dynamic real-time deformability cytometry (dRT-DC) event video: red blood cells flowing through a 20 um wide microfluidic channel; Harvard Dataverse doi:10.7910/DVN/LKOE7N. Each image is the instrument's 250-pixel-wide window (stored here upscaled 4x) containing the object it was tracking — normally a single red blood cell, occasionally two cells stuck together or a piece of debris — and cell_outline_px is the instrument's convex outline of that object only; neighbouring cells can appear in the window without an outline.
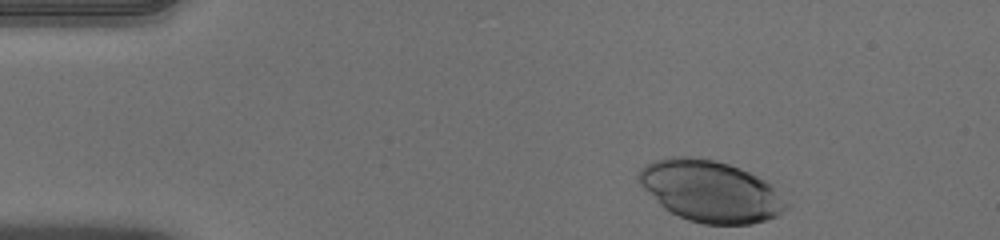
{"species": "human", "species_latin": "Homo sapiens", "temperature_condition": "warm", "stored_images_in_passage": 37, "camera_frame_rate_fps": 3000, "um_per_image_px": 0.085, "donor": {"sex": "male"}, "frame": {"image": 1, "passage_image": 1, "time_ms": 0.0, "image_size_px": [1000, 240], "cell_outline_px": [[792, 204], [776, 216], [768, 220], [752, 224], [704, 224], [688, 220], [664, 208], [640, 184], [640, 168], [656, 160], [672, 156], [688, 156], [716, 160], [740, 168], [772, 184]], "centroid_in_image_um": [60.46, 16.26], "position_along_channel_um": 24.5, "area_um2": 52.6}}
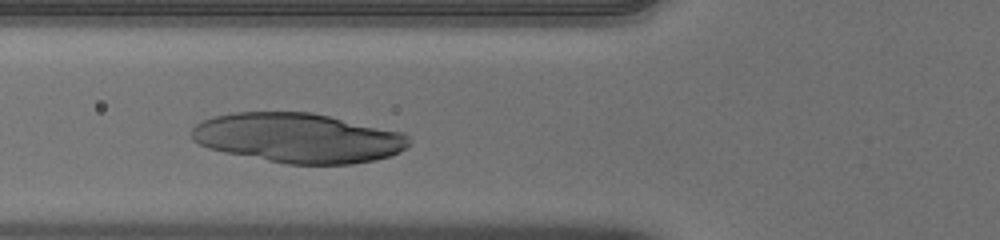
{"frame": {"image": 2, "passage_image": 13, "time_ms": 4.0, "image_size_px": [1000, 240], "cell_outline_px": [[408, 144], [400, 152], [392, 156], [376, 160], [352, 164], [288, 164], [224, 152], [208, 148], [192, 140], [192, 128], [196, 124], [212, 116], [236, 112], [308, 112], [328, 116], [404, 132], [408, 136]], "centroid_in_image_um": [25.34, 11.73], "position_along_channel_um": 100.5, "area_um2": 62.71}}
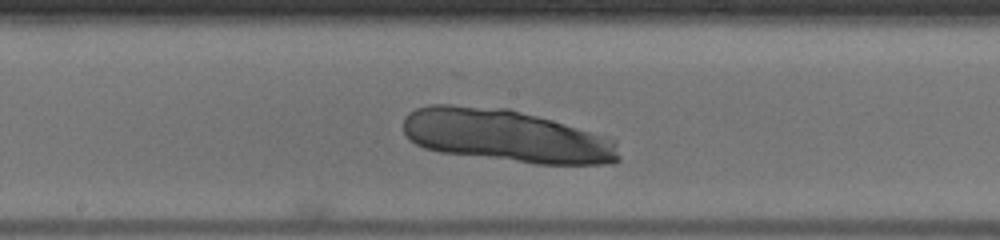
{"frame": {"image": 3, "passage_image": 21, "time_ms": 6.667, "image_size_px": [1000, 240], "cell_outline_px": [[620, 160], [612, 164], [536, 164], [440, 152], [424, 148], [416, 144], [404, 132], [404, 116], [408, 112], [416, 108], [428, 104], [452, 104], [508, 108], [552, 120], [616, 140], [620, 156]], "centroid_in_image_um": [42.99, 11.54], "position_along_channel_um": 205.2, "area_um2": 66.35}}